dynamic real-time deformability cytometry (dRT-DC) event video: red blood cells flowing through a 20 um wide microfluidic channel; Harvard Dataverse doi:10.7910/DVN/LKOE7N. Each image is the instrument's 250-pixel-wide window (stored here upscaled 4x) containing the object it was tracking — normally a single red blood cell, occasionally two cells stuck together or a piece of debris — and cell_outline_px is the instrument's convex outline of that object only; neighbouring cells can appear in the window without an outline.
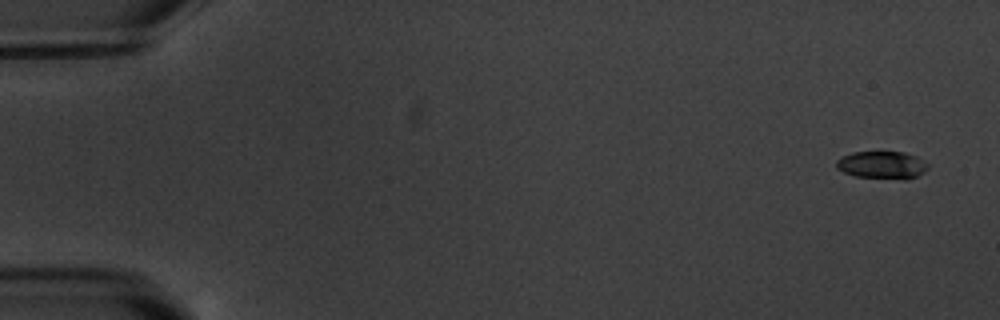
{"species": "common noctule bat (a hibernating species)", "species_latin": "Nyctalus noctula", "temperature_condition": "warm", "stored_images_in_passage": 6, "camera_frame_rate_fps": 3000, "um_per_image_px": 0.085, "animal": {"sex": "male", "body_mass_g": 20.1, "forearm_length_mm": 53.5}, "frame": {"image": 1, "passage_image": 1, "time_ms": 0.0, "image_size_px": [1000, 320], "cell_outline_px": [[928, 168], [924, 172], [908, 180], [904, 180], [856, 176], [844, 172], [836, 168], [836, 160], [852, 152], [904, 152], [916, 156], [928, 164]], "centroid_in_image_um": [74.99, 14.03], "position_along_channel_um": 10.0, "area_um2": 14.74}}
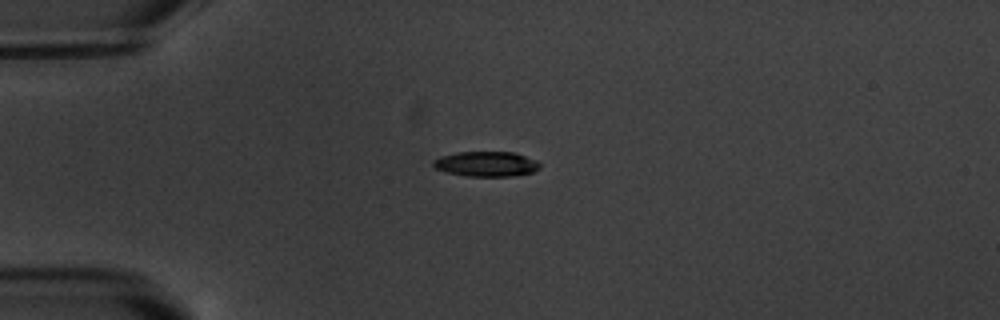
{"frame": {"image": 2, "passage_image": 4, "time_ms": 4.333, "image_size_px": [1000, 320], "cell_outline_px": [[540, 168], [532, 172], [512, 176], [468, 176], [448, 172], [436, 168], [432, 164], [432, 160], [440, 156], [456, 152], [516, 152], [536, 160], [540, 164]], "centroid_in_image_um": [41.34, 13.92], "position_along_channel_um": 43.7, "area_um2": 15.55}}